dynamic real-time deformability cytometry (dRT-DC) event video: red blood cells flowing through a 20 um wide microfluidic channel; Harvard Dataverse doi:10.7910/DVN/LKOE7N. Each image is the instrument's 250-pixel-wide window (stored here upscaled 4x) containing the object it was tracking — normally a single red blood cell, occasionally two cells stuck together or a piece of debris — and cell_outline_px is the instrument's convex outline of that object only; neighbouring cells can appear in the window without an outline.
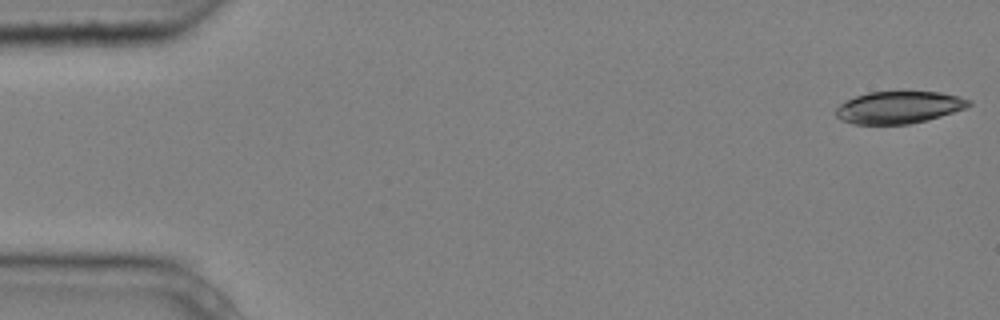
{"species": "common noctule bat (a hibernating species)", "species_latin": "Nyctalus noctula", "temperature_condition": "cold", "stored_images_in_passage": 5, "camera_frame_rate_fps": 3000, "um_per_image_px": 0.085, "animal": {"sex": "male", "body_mass_g": 20.4}, "frame": {"image": 1, "passage_image": 1, "time_ms": 0.0, "image_size_px": [1000, 320], "cell_outline_px": [[972, 104], [968, 108], [928, 120], [908, 124], [852, 124], [840, 120], [836, 116], [836, 108], [840, 104], [856, 96], [868, 92], [940, 92], [960, 96], [972, 100]], "centroid_in_image_um": [76.45, 9.13], "position_along_channel_um": 8.6, "area_um2": 25.09}}
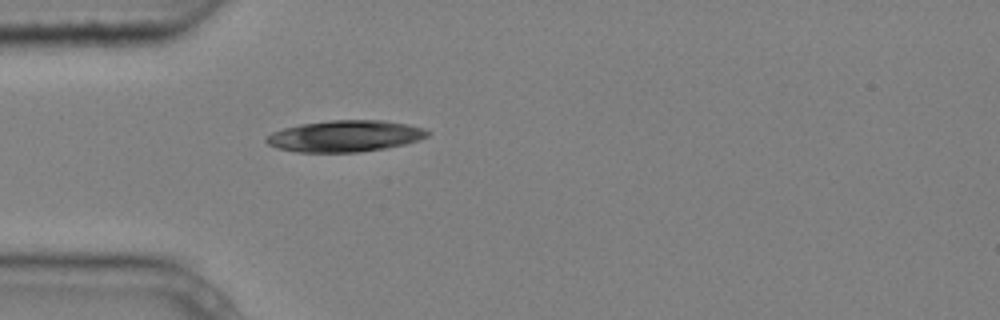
{"frame": {"image": 2, "passage_image": 5, "time_ms": 1.333, "image_size_px": [1000, 320], "cell_outline_px": [[432, 132], [428, 136], [420, 140], [404, 144], [384, 148], [360, 152], [296, 152], [276, 148], [268, 144], [264, 140], [272, 132], [284, 128], [300, 124], [332, 120], [384, 120], [408, 124], [424, 128]], "centroid_in_image_um": [29.35, 11.56], "position_along_channel_um": 55.7, "area_um2": 29.65}}